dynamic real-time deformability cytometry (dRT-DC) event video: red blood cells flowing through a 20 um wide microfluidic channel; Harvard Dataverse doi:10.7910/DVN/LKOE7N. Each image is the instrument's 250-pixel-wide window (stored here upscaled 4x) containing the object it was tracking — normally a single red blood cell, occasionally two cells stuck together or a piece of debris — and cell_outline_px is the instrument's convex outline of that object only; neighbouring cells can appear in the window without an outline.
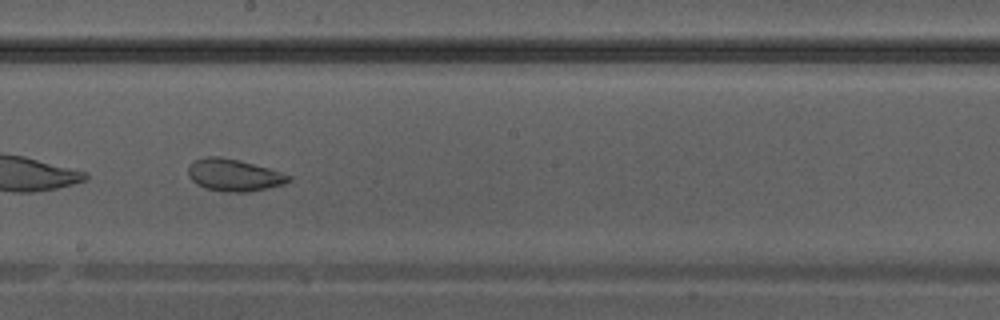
{"species": "Egyptian fruit bat (a non-hibernating species)", "species_latin": "Rousettus aegyptiacus", "temperature_condition": "warm", "stored_images_in_passage": 30, "camera_frame_rate_fps": 3000, "um_per_image_px": 0.085, "animal": {"sex": "male"}, "frame": {"image": 1, "passage_image": 13, "time_ms": 4.0, "image_size_px": [1000, 320], "cell_outline_px": [[292, 180], [284, 184], [248, 192], [224, 192], [204, 188], [196, 184], [188, 176], [188, 168], [196, 160], [208, 156], [220, 156], [240, 160], [268, 168], [292, 176]], "centroid_in_image_um": [19.88, 14.89], "position_along_channel_um": 228.3, "area_um2": 18.79}}